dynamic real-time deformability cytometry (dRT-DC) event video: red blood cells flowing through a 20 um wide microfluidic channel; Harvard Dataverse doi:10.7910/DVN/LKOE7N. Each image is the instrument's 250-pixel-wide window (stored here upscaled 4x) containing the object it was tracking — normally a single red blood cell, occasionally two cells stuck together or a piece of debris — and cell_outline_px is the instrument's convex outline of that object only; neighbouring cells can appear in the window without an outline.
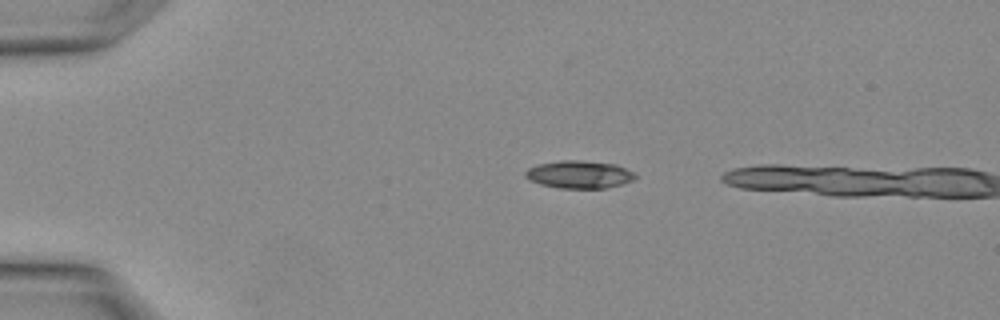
{"species": "Egyptian fruit bat (a non-hibernating species)", "species_latin": "Rousettus aegyptiacus", "temperature_condition": "warm", "stored_images_in_passage": 5, "camera_frame_rate_fps": 3000, "um_per_image_px": 0.085, "animal": {"sex": "female"}, "frame": {"image": 1, "passage_image": 3, "time_ms": 0.667, "image_size_px": [1000, 320], "cell_outline_px": [[636, 176], [632, 180], [620, 184], [604, 188], [560, 188], [540, 184], [524, 176], [524, 172], [528, 168], [536, 164], [560, 160], [580, 160], [616, 164], [632, 172]], "centroid_in_image_um": [49.18, 14.82], "position_along_channel_um": 35.8, "area_um2": 17.57}}